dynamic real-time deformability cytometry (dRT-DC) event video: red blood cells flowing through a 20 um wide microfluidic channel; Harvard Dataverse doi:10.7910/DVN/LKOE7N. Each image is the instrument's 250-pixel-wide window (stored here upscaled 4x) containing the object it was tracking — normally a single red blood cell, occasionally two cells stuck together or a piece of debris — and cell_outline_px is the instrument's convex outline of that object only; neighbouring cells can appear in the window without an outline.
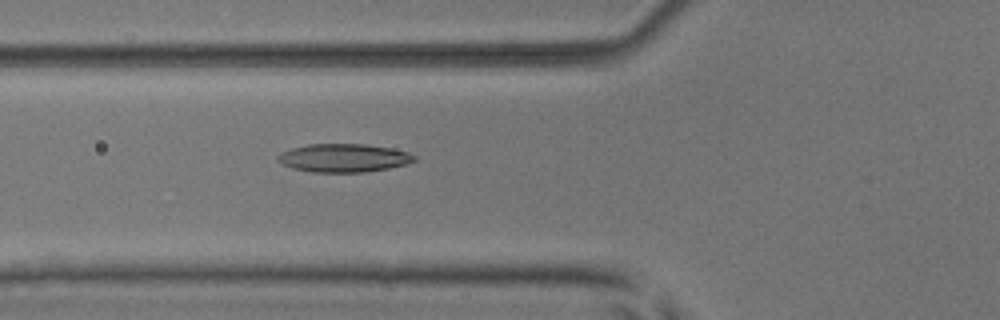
{"species": "common noctule bat (a hibernating species)", "species_latin": "Nyctalus noctula", "temperature_condition": "room temperature", "stored_images_in_passage": 6, "camera_frame_rate_fps": 3000, "um_per_image_px": 0.085, "animal": {"sex": "male", "body_mass_g": 17.9, "forearm_length_mm": 54.2}, "frame": {"image": 1, "passage_image": 6, "time_ms": 1.667, "image_size_px": [1000, 320], "cell_outline_px": [[416, 160], [404, 164], [388, 168], [364, 172], [312, 172], [292, 168], [276, 160], [276, 156], [280, 152], [292, 148], [308, 144], [364, 144], [392, 148], [408, 152], [416, 156]], "centroid_in_image_um": [29.19, 13.42], "position_along_channel_um": 96.6, "area_um2": 22.48}}